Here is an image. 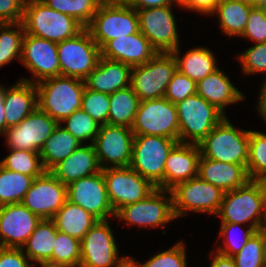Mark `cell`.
<instances>
[{
  "label": "cell",
  "instance_id": "60",
  "mask_svg": "<svg viewBox=\"0 0 266 267\" xmlns=\"http://www.w3.org/2000/svg\"><path fill=\"white\" fill-rule=\"evenodd\" d=\"M174 5L179 6L180 8H183L189 0H172Z\"/></svg>",
  "mask_w": 266,
  "mask_h": 267
},
{
  "label": "cell",
  "instance_id": "36",
  "mask_svg": "<svg viewBox=\"0 0 266 267\" xmlns=\"http://www.w3.org/2000/svg\"><path fill=\"white\" fill-rule=\"evenodd\" d=\"M24 34L22 22L0 24V68L15 59L20 61Z\"/></svg>",
  "mask_w": 266,
  "mask_h": 267
},
{
  "label": "cell",
  "instance_id": "21",
  "mask_svg": "<svg viewBox=\"0 0 266 267\" xmlns=\"http://www.w3.org/2000/svg\"><path fill=\"white\" fill-rule=\"evenodd\" d=\"M41 218L22 203L0 206V247L21 248Z\"/></svg>",
  "mask_w": 266,
  "mask_h": 267
},
{
  "label": "cell",
  "instance_id": "5",
  "mask_svg": "<svg viewBox=\"0 0 266 267\" xmlns=\"http://www.w3.org/2000/svg\"><path fill=\"white\" fill-rule=\"evenodd\" d=\"M101 49L108 41L140 31L137 10L128 3L102 1L86 27Z\"/></svg>",
  "mask_w": 266,
  "mask_h": 267
},
{
  "label": "cell",
  "instance_id": "62",
  "mask_svg": "<svg viewBox=\"0 0 266 267\" xmlns=\"http://www.w3.org/2000/svg\"><path fill=\"white\" fill-rule=\"evenodd\" d=\"M23 4H27L30 2L38 1V0H20Z\"/></svg>",
  "mask_w": 266,
  "mask_h": 267
},
{
  "label": "cell",
  "instance_id": "28",
  "mask_svg": "<svg viewBox=\"0 0 266 267\" xmlns=\"http://www.w3.org/2000/svg\"><path fill=\"white\" fill-rule=\"evenodd\" d=\"M198 177L224 192L244 186L249 180L247 169L238 164L224 163L200 156Z\"/></svg>",
  "mask_w": 266,
  "mask_h": 267
},
{
  "label": "cell",
  "instance_id": "17",
  "mask_svg": "<svg viewBox=\"0 0 266 267\" xmlns=\"http://www.w3.org/2000/svg\"><path fill=\"white\" fill-rule=\"evenodd\" d=\"M134 136L132 128L101 125L92 143L101 169L128 167L132 157Z\"/></svg>",
  "mask_w": 266,
  "mask_h": 267
},
{
  "label": "cell",
  "instance_id": "32",
  "mask_svg": "<svg viewBox=\"0 0 266 267\" xmlns=\"http://www.w3.org/2000/svg\"><path fill=\"white\" fill-rule=\"evenodd\" d=\"M253 6L249 3L220 0L212 16L218 17L221 32L230 37H240L247 24Z\"/></svg>",
  "mask_w": 266,
  "mask_h": 267
},
{
  "label": "cell",
  "instance_id": "3",
  "mask_svg": "<svg viewBox=\"0 0 266 267\" xmlns=\"http://www.w3.org/2000/svg\"><path fill=\"white\" fill-rule=\"evenodd\" d=\"M216 216L221 223H238L258 230L264 222L262 181L249 180L244 186L225 192Z\"/></svg>",
  "mask_w": 266,
  "mask_h": 267
},
{
  "label": "cell",
  "instance_id": "61",
  "mask_svg": "<svg viewBox=\"0 0 266 267\" xmlns=\"http://www.w3.org/2000/svg\"><path fill=\"white\" fill-rule=\"evenodd\" d=\"M105 2H120V3H127L129 0H102Z\"/></svg>",
  "mask_w": 266,
  "mask_h": 267
},
{
  "label": "cell",
  "instance_id": "53",
  "mask_svg": "<svg viewBox=\"0 0 266 267\" xmlns=\"http://www.w3.org/2000/svg\"><path fill=\"white\" fill-rule=\"evenodd\" d=\"M210 256L211 263L209 267H236L232 257L222 255L215 250L211 252Z\"/></svg>",
  "mask_w": 266,
  "mask_h": 267
},
{
  "label": "cell",
  "instance_id": "57",
  "mask_svg": "<svg viewBox=\"0 0 266 267\" xmlns=\"http://www.w3.org/2000/svg\"><path fill=\"white\" fill-rule=\"evenodd\" d=\"M250 4L254 8H266V0H250Z\"/></svg>",
  "mask_w": 266,
  "mask_h": 267
},
{
  "label": "cell",
  "instance_id": "58",
  "mask_svg": "<svg viewBox=\"0 0 266 267\" xmlns=\"http://www.w3.org/2000/svg\"><path fill=\"white\" fill-rule=\"evenodd\" d=\"M120 267H138V265L129 257Z\"/></svg>",
  "mask_w": 266,
  "mask_h": 267
},
{
  "label": "cell",
  "instance_id": "37",
  "mask_svg": "<svg viewBox=\"0 0 266 267\" xmlns=\"http://www.w3.org/2000/svg\"><path fill=\"white\" fill-rule=\"evenodd\" d=\"M9 151V155L0 161V165L7 170L34 178L41 176L46 171L39 152L17 149Z\"/></svg>",
  "mask_w": 266,
  "mask_h": 267
},
{
  "label": "cell",
  "instance_id": "16",
  "mask_svg": "<svg viewBox=\"0 0 266 267\" xmlns=\"http://www.w3.org/2000/svg\"><path fill=\"white\" fill-rule=\"evenodd\" d=\"M174 5L137 10L140 32L163 53H172L180 45Z\"/></svg>",
  "mask_w": 266,
  "mask_h": 267
},
{
  "label": "cell",
  "instance_id": "59",
  "mask_svg": "<svg viewBox=\"0 0 266 267\" xmlns=\"http://www.w3.org/2000/svg\"><path fill=\"white\" fill-rule=\"evenodd\" d=\"M262 183L264 187V222H266V179Z\"/></svg>",
  "mask_w": 266,
  "mask_h": 267
},
{
  "label": "cell",
  "instance_id": "43",
  "mask_svg": "<svg viewBox=\"0 0 266 267\" xmlns=\"http://www.w3.org/2000/svg\"><path fill=\"white\" fill-rule=\"evenodd\" d=\"M186 244L177 241L173 246L165 251L157 252L144 263H139L135 258L129 256L138 267H187Z\"/></svg>",
  "mask_w": 266,
  "mask_h": 267
},
{
  "label": "cell",
  "instance_id": "52",
  "mask_svg": "<svg viewBox=\"0 0 266 267\" xmlns=\"http://www.w3.org/2000/svg\"><path fill=\"white\" fill-rule=\"evenodd\" d=\"M127 3L136 10L174 5L172 0H129Z\"/></svg>",
  "mask_w": 266,
  "mask_h": 267
},
{
  "label": "cell",
  "instance_id": "27",
  "mask_svg": "<svg viewBox=\"0 0 266 267\" xmlns=\"http://www.w3.org/2000/svg\"><path fill=\"white\" fill-rule=\"evenodd\" d=\"M6 129L18 125L38 108L36 84L18 80L3 90Z\"/></svg>",
  "mask_w": 266,
  "mask_h": 267
},
{
  "label": "cell",
  "instance_id": "29",
  "mask_svg": "<svg viewBox=\"0 0 266 267\" xmlns=\"http://www.w3.org/2000/svg\"><path fill=\"white\" fill-rule=\"evenodd\" d=\"M56 226L52 219H41L25 244L21 247L33 265L52 266V253L55 245Z\"/></svg>",
  "mask_w": 266,
  "mask_h": 267
},
{
  "label": "cell",
  "instance_id": "44",
  "mask_svg": "<svg viewBox=\"0 0 266 267\" xmlns=\"http://www.w3.org/2000/svg\"><path fill=\"white\" fill-rule=\"evenodd\" d=\"M110 108L109 94L93 91L86 86L82 95L81 109L98 124H108Z\"/></svg>",
  "mask_w": 266,
  "mask_h": 267
},
{
  "label": "cell",
  "instance_id": "10",
  "mask_svg": "<svg viewBox=\"0 0 266 267\" xmlns=\"http://www.w3.org/2000/svg\"><path fill=\"white\" fill-rule=\"evenodd\" d=\"M115 218L142 230L143 227L162 229L175 220L171 190L156 188L145 199L121 207L115 213Z\"/></svg>",
  "mask_w": 266,
  "mask_h": 267
},
{
  "label": "cell",
  "instance_id": "63",
  "mask_svg": "<svg viewBox=\"0 0 266 267\" xmlns=\"http://www.w3.org/2000/svg\"><path fill=\"white\" fill-rule=\"evenodd\" d=\"M231 1H238V2H244V3L250 4V0H231Z\"/></svg>",
  "mask_w": 266,
  "mask_h": 267
},
{
  "label": "cell",
  "instance_id": "2",
  "mask_svg": "<svg viewBox=\"0 0 266 267\" xmlns=\"http://www.w3.org/2000/svg\"><path fill=\"white\" fill-rule=\"evenodd\" d=\"M231 123L226 116L199 143L201 156L246 168L250 130L238 129Z\"/></svg>",
  "mask_w": 266,
  "mask_h": 267
},
{
  "label": "cell",
  "instance_id": "54",
  "mask_svg": "<svg viewBox=\"0 0 266 267\" xmlns=\"http://www.w3.org/2000/svg\"><path fill=\"white\" fill-rule=\"evenodd\" d=\"M259 91L260 93L258 95L259 97H257L258 101L255 108L266 124V78L262 81Z\"/></svg>",
  "mask_w": 266,
  "mask_h": 267
},
{
  "label": "cell",
  "instance_id": "6",
  "mask_svg": "<svg viewBox=\"0 0 266 267\" xmlns=\"http://www.w3.org/2000/svg\"><path fill=\"white\" fill-rule=\"evenodd\" d=\"M179 122V142L199 143L226 116L197 93L175 104Z\"/></svg>",
  "mask_w": 266,
  "mask_h": 267
},
{
  "label": "cell",
  "instance_id": "31",
  "mask_svg": "<svg viewBox=\"0 0 266 267\" xmlns=\"http://www.w3.org/2000/svg\"><path fill=\"white\" fill-rule=\"evenodd\" d=\"M52 220L58 231L66 233L80 241L98 221L96 217L84 208L68 200L58 210Z\"/></svg>",
  "mask_w": 266,
  "mask_h": 267
},
{
  "label": "cell",
  "instance_id": "24",
  "mask_svg": "<svg viewBox=\"0 0 266 267\" xmlns=\"http://www.w3.org/2000/svg\"><path fill=\"white\" fill-rule=\"evenodd\" d=\"M131 69L128 64L101 56L98 65L84 80L85 86L93 91L110 95L130 86Z\"/></svg>",
  "mask_w": 266,
  "mask_h": 267
},
{
  "label": "cell",
  "instance_id": "46",
  "mask_svg": "<svg viewBox=\"0 0 266 267\" xmlns=\"http://www.w3.org/2000/svg\"><path fill=\"white\" fill-rule=\"evenodd\" d=\"M237 59L242 67V74L256 75L258 73H265L266 75V42L248 47L243 53L241 52L237 55Z\"/></svg>",
  "mask_w": 266,
  "mask_h": 267
},
{
  "label": "cell",
  "instance_id": "20",
  "mask_svg": "<svg viewBox=\"0 0 266 267\" xmlns=\"http://www.w3.org/2000/svg\"><path fill=\"white\" fill-rule=\"evenodd\" d=\"M67 201V186L50 171L36 177L22 204L41 219H52Z\"/></svg>",
  "mask_w": 266,
  "mask_h": 267
},
{
  "label": "cell",
  "instance_id": "30",
  "mask_svg": "<svg viewBox=\"0 0 266 267\" xmlns=\"http://www.w3.org/2000/svg\"><path fill=\"white\" fill-rule=\"evenodd\" d=\"M180 52V46L172 52L177 62V69L196 83L219 68L210 48L198 46L191 48L184 55Z\"/></svg>",
  "mask_w": 266,
  "mask_h": 267
},
{
  "label": "cell",
  "instance_id": "42",
  "mask_svg": "<svg viewBox=\"0 0 266 267\" xmlns=\"http://www.w3.org/2000/svg\"><path fill=\"white\" fill-rule=\"evenodd\" d=\"M59 125L73 135L81 144L88 142L92 144L101 126L82 109L74 111Z\"/></svg>",
  "mask_w": 266,
  "mask_h": 267
},
{
  "label": "cell",
  "instance_id": "50",
  "mask_svg": "<svg viewBox=\"0 0 266 267\" xmlns=\"http://www.w3.org/2000/svg\"><path fill=\"white\" fill-rule=\"evenodd\" d=\"M0 267H33L21 248L0 247Z\"/></svg>",
  "mask_w": 266,
  "mask_h": 267
},
{
  "label": "cell",
  "instance_id": "8",
  "mask_svg": "<svg viewBox=\"0 0 266 267\" xmlns=\"http://www.w3.org/2000/svg\"><path fill=\"white\" fill-rule=\"evenodd\" d=\"M173 213L180 219L189 212L218 214L225 192L198 176L171 189ZM184 215V216H183Z\"/></svg>",
  "mask_w": 266,
  "mask_h": 267
},
{
  "label": "cell",
  "instance_id": "33",
  "mask_svg": "<svg viewBox=\"0 0 266 267\" xmlns=\"http://www.w3.org/2000/svg\"><path fill=\"white\" fill-rule=\"evenodd\" d=\"M82 144L59 124L39 151L43 167L49 171Z\"/></svg>",
  "mask_w": 266,
  "mask_h": 267
},
{
  "label": "cell",
  "instance_id": "49",
  "mask_svg": "<svg viewBox=\"0 0 266 267\" xmlns=\"http://www.w3.org/2000/svg\"><path fill=\"white\" fill-rule=\"evenodd\" d=\"M24 4L20 0H0V24L23 21Z\"/></svg>",
  "mask_w": 266,
  "mask_h": 267
},
{
  "label": "cell",
  "instance_id": "55",
  "mask_svg": "<svg viewBox=\"0 0 266 267\" xmlns=\"http://www.w3.org/2000/svg\"><path fill=\"white\" fill-rule=\"evenodd\" d=\"M3 90L4 85L0 84V135H4L6 131L5 109L3 105Z\"/></svg>",
  "mask_w": 266,
  "mask_h": 267
},
{
  "label": "cell",
  "instance_id": "26",
  "mask_svg": "<svg viewBox=\"0 0 266 267\" xmlns=\"http://www.w3.org/2000/svg\"><path fill=\"white\" fill-rule=\"evenodd\" d=\"M197 94L214 105L225 116H227L225 109L228 105H234L246 98L220 68L197 82Z\"/></svg>",
  "mask_w": 266,
  "mask_h": 267
},
{
  "label": "cell",
  "instance_id": "15",
  "mask_svg": "<svg viewBox=\"0 0 266 267\" xmlns=\"http://www.w3.org/2000/svg\"><path fill=\"white\" fill-rule=\"evenodd\" d=\"M22 65L33 77L20 80L37 84L45 79L60 76L57 43L25 33L22 40Z\"/></svg>",
  "mask_w": 266,
  "mask_h": 267
},
{
  "label": "cell",
  "instance_id": "34",
  "mask_svg": "<svg viewBox=\"0 0 266 267\" xmlns=\"http://www.w3.org/2000/svg\"><path fill=\"white\" fill-rule=\"evenodd\" d=\"M108 124L132 128L140 99L132 87H126L109 95Z\"/></svg>",
  "mask_w": 266,
  "mask_h": 267
},
{
  "label": "cell",
  "instance_id": "4",
  "mask_svg": "<svg viewBox=\"0 0 266 267\" xmlns=\"http://www.w3.org/2000/svg\"><path fill=\"white\" fill-rule=\"evenodd\" d=\"M25 33L53 42H62L81 32L85 27L74 17L48 7L38 0L24 4Z\"/></svg>",
  "mask_w": 266,
  "mask_h": 267
},
{
  "label": "cell",
  "instance_id": "48",
  "mask_svg": "<svg viewBox=\"0 0 266 267\" xmlns=\"http://www.w3.org/2000/svg\"><path fill=\"white\" fill-rule=\"evenodd\" d=\"M252 43L266 42V8H252L244 32L240 36Z\"/></svg>",
  "mask_w": 266,
  "mask_h": 267
},
{
  "label": "cell",
  "instance_id": "38",
  "mask_svg": "<svg viewBox=\"0 0 266 267\" xmlns=\"http://www.w3.org/2000/svg\"><path fill=\"white\" fill-rule=\"evenodd\" d=\"M247 173L250 180L266 179V134L254 130L249 132Z\"/></svg>",
  "mask_w": 266,
  "mask_h": 267
},
{
  "label": "cell",
  "instance_id": "9",
  "mask_svg": "<svg viewBox=\"0 0 266 267\" xmlns=\"http://www.w3.org/2000/svg\"><path fill=\"white\" fill-rule=\"evenodd\" d=\"M60 75L85 80L98 65L101 49L84 28L76 36L57 43Z\"/></svg>",
  "mask_w": 266,
  "mask_h": 267
},
{
  "label": "cell",
  "instance_id": "19",
  "mask_svg": "<svg viewBox=\"0 0 266 267\" xmlns=\"http://www.w3.org/2000/svg\"><path fill=\"white\" fill-rule=\"evenodd\" d=\"M67 200L84 208L98 220H109L110 217H115L102 170L67 185Z\"/></svg>",
  "mask_w": 266,
  "mask_h": 267
},
{
  "label": "cell",
  "instance_id": "64",
  "mask_svg": "<svg viewBox=\"0 0 266 267\" xmlns=\"http://www.w3.org/2000/svg\"><path fill=\"white\" fill-rule=\"evenodd\" d=\"M33 267H35V266L33 265ZM40 267H54V266H50V265H47V264H40Z\"/></svg>",
  "mask_w": 266,
  "mask_h": 267
},
{
  "label": "cell",
  "instance_id": "51",
  "mask_svg": "<svg viewBox=\"0 0 266 267\" xmlns=\"http://www.w3.org/2000/svg\"><path fill=\"white\" fill-rule=\"evenodd\" d=\"M219 2L220 0H189L183 9L185 8L184 10L187 11L189 10L191 12H198L203 16H209L215 11Z\"/></svg>",
  "mask_w": 266,
  "mask_h": 267
},
{
  "label": "cell",
  "instance_id": "13",
  "mask_svg": "<svg viewBox=\"0 0 266 267\" xmlns=\"http://www.w3.org/2000/svg\"><path fill=\"white\" fill-rule=\"evenodd\" d=\"M132 131L134 135L163 136L179 142L175 104L165 97L140 101Z\"/></svg>",
  "mask_w": 266,
  "mask_h": 267
},
{
  "label": "cell",
  "instance_id": "41",
  "mask_svg": "<svg viewBox=\"0 0 266 267\" xmlns=\"http://www.w3.org/2000/svg\"><path fill=\"white\" fill-rule=\"evenodd\" d=\"M48 7L74 17L85 28L91 23L102 0H41Z\"/></svg>",
  "mask_w": 266,
  "mask_h": 267
},
{
  "label": "cell",
  "instance_id": "35",
  "mask_svg": "<svg viewBox=\"0 0 266 267\" xmlns=\"http://www.w3.org/2000/svg\"><path fill=\"white\" fill-rule=\"evenodd\" d=\"M35 178L0 165V206L21 203Z\"/></svg>",
  "mask_w": 266,
  "mask_h": 267
},
{
  "label": "cell",
  "instance_id": "7",
  "mask_svg": "<svg viewBox=\"0 0 266 267\" xmlns=\"http://www.w3.org/2000/svg\"><path fill=\"white\" fill-rule=\"evenodd\" d=\"M177 140L156 135H135L130 167L156 188L164 189V168Z\"/></svg>",
  "mask_w": 266,
  "mask_h": 267
},
{
  "label": "cell",
  "instance_id": "18",
  "mask_svg": "<svg viewBox=\"0 0 266 267\" xmlns=\"http://www.w3.org/2000/svg\"><path fill=\"white\" fill-rule=\"evenodd\" d=\"M58 124L46 112L36 108L18 125L6 129L5 144L9 150L39 152Z\"/></svg>",
  "mask_w": 266,
  "mask_h": 267
},
{
  "label": "cell",
  "instance_id": "11",
  "mask_svg": "<svg viewBox=\"0 0 266 267\" xmlns=\"http://www.w3.org/2000/svg\"><path fill=\"white\" fill-rule=\"evenodd\" d=\"M176 70L174 55L158 52L148 62L132 67L130 86L140 101L162 98Z\"/></svg>",
  "mask_w": 266,
  "mask_h": 267
},
{
  "label": "cell",
  "instance_id": "1",
  "mask_svg": "<svg viewBox=\"0 0 266 267\" xmlns=\"http://www.w3.org/2000/svg\"><path fill=\"white\" fill-rule=\"evenodd\" d=\"M85 81L55 76L36 84L38 108L58 123L81 109Z\"/></svg>",
  "mask_w": 266,
  "mask_h": 267
},
{
  "label": "cell",
  "instance_id": "40",
  "mask_svg": "<svg viewBox=\"0 0 266 267\" xmlns=\"http://www.w3.org/2000/svg\"><path fill=\"white\" fill-rule=\"evenodd\" d=\"M241 227H243L242 224L238 223H221L218 240L221 239L223 242L222 245L220 243H218L219 245L217 244L216 252L229 257L236 255L257 231L254 227L248 226L246 228L243 227V229ZM239 229L243 233L241 231L238 233ZM237 234H242V236L240 235L241 237H239Z\"/></svg>",
  "mask_w": 266,
  "mask_h": 267
},
{
  "label": "cell",
  "instance_id": "45",
  "mask_svg": "<svg viewBox=\"0 0 266 267\" xmlns=\"http://www.w3.org/2000/svg\"><path fill=\"white\" fill-rule=\"evenodd\" d=\"M236 267H266L262 237L256 231L234 256Z\"/></svg>",
  "mask_w": 266,
  "mask_h": 267
},
{
  "label": "cell",
  "instance_id": "25",
  "mask_svg": "<svg viewBox=\"0 0 266 267\" xmlns=\"http://www.w3.org/2000/svg\"><path fill=\"white\" fill-rule=\"evenodd\" d=\"M93 144H82L66 159L60 161L49 171L64 185L100 172Z\"/></svg>",
  "mask_w": 266,
  "mask_h": 267
},
{
  "label": "cell",
  "instance_id": "22",
  "mask_svg": "<svg viewBox=\"0 0 266 267\" xmlns=\"http://www.w3.org/2000/svg\"><path fill=\"white\" fill-rule=\"evenodd\" d=\"M157 53L158 51L140 31L110 40L101 48L102 57L120 61L131 67L148 62Z\"/></svg>",
  "mask_w": 266,
  "mask_h": 267
},
{
  "label": "cell",
  "instance_id": "47",
  "mask_svg": "<svg viewBox=\"0 0 266 267\" xmlns=\"http://www.w3.org/2000/svg\"><path fill=\"white\" fill-rule=\"evenodd\" d=\"M196 93L197 83L177 69L168 83L164 97L173 104H176Z\"/></svg>",
  "mask_w": 266,
  "mask_h": 267
},
{
  "label": "cell",
  "instance_id": "12",
  "mask_svg": "<svg viewBox=\"0 0 266 267\" xmlns=\"http://www.w3.org/2000/svg\"><path fill=\"white\" fill-rule=\"evenodd\" d=\"M109 220H98L80 241V267H120L129 256L119 247Z\"/></svg>",
  "mask_w": 266,
  "mask_h": 267
},
{
  "label": "cell",
  "instance_id": "39",
  "mask_svg": "<svg viewBox=\"0 0 266 267\" xmlns=\"http://www.w3.org/2000/svg\"><path fill=\"white\" fill-rule=\"evenodd\" d=\"M80 240L57 230L52 253L54 267H80Z\"/></svg>",
  "mask_w": 266,
  "mask_h": 267
},
{
  "label": "cell",
  "instance_id": "14",
  "mask_svg": "<svg viewBox=\"0 0 266 267\" xmlns=\"http://www.w3.org/2000/svg\"><path fill=\"white\" fill-rule=\"evenodd\" d=\"M107 195L115 213L121 208L145 199L156 187L130 166L102 169Z\"/></svg>",
  "mask_w": 266,
  "mask_h": 267
},
{
  "label": "cell",
  "instance_id": "56",
  "mask_svg": "<svg viewBox=\"0 0 266 267\" xmlns=\"http://www.w3.org/2000/svg\"><path fill=\"white\" fill-rule=\"evenodd\" d=\"M257 231L259 232V234L262 237L263 246H264V254H265V258H266V222H263Z\"/></svg>",
  "mask_w": 266,
  "mask_h": 267
},
{
  "label": "cell",
  "instance_id": "23",
  "mask_svg": "<svg viewBox=\"0 0 266 267\" xmlns=\"http://www.w3.org/2000/svg\"><path fill=\"white\" fill-rule=\"evenodd\" d=\"M199 145L178 142L169 152L164 168V189L198 176Z\"/></svg>",
  "mask_w": 266,
  "mask_h": 267
}]
</instances>
